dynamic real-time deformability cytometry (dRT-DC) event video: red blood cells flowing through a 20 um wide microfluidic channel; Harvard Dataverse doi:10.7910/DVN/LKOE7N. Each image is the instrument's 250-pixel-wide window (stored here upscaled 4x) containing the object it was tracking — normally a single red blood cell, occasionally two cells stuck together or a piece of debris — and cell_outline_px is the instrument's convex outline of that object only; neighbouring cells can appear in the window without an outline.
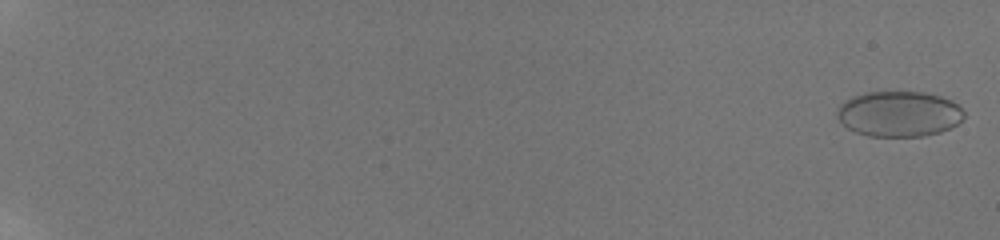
{"species": "human", "species_latin": "Homo sapiens", "temperature_condition": "room temperature", "stored_images_in_passage": 13, "camera_frame_rate_fps": 3000, "um_per_image_px": 0.085, "donor": {"sex": "male"}, "frame": {"image": 1, "passage_image": 1, "time_ms": 0.0, "image_size_px": [1000, 240], "cell_outline_px": [[964, 116], [952, 128], [940, 132], [924, 136], [868, 136], [856, 132], [848, 128], [836, 116], [836, 112], [840, 104], [844, 100], [852, 96], [868, 92], [888, 88], [924, 92], [940, 96], [952, 100], [964, 112]], "centroid_in_image_um": [76.39, 9.63], "position_along_channel_um": 8.6, "area_um2": 34.51}}
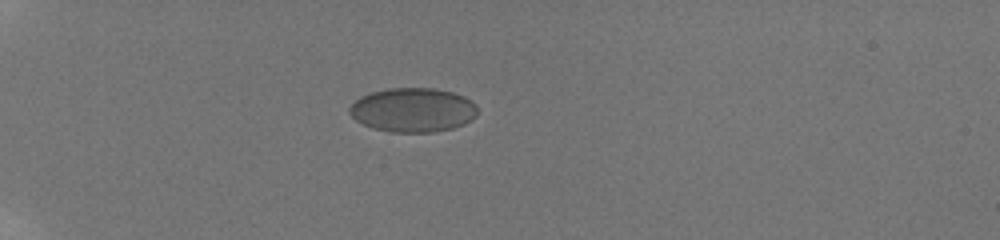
{"frame": {"image": 2, "passage_image": 9, "time_ms": 6.333, "image_size_px": [1000, 240], "cell_outline_px": [[476, 116], [472, 120], [464, 124], [452, 128], [432, 132], [392, 132], [372, 128], [356, 120], [348, 112], [348, 108], [360, 96], [372, 92], [388, 88], [432, 88], [452, 92], [464, 96], [472, 100], [476, 104]], "centroid_in_image_um": [35.1, 9.34], "position_along_channel_um": 49.9, "area_um2": 33.0}}
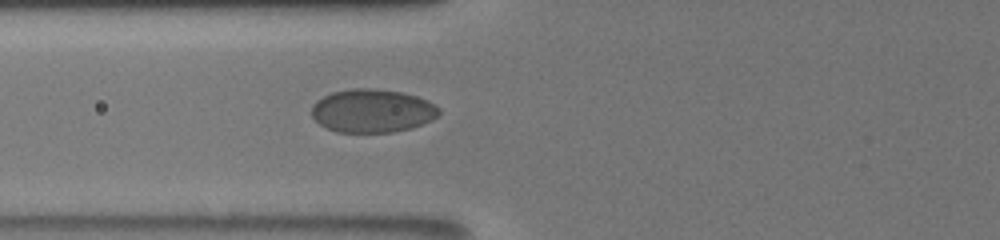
{"frame": {"image": 3, "passage_image": 13, "time_ms": 8.667, "image_size_px": [1000, 240], "cell_outline_px": [[440, 112], [432, 120], [412, 128], [392, 132], [336, 132], [320, 124], [312, 116], [312, 104], [316, 100], [332, 92], [352, 88], [376, 88], [400, 92], [416, 96], [428, 100], [436, 104], [440, 108]], "centroid_in_image_um": [31.66, 9.41], "position_along_channel_um": 94.1, "area_um2": 32.31}}